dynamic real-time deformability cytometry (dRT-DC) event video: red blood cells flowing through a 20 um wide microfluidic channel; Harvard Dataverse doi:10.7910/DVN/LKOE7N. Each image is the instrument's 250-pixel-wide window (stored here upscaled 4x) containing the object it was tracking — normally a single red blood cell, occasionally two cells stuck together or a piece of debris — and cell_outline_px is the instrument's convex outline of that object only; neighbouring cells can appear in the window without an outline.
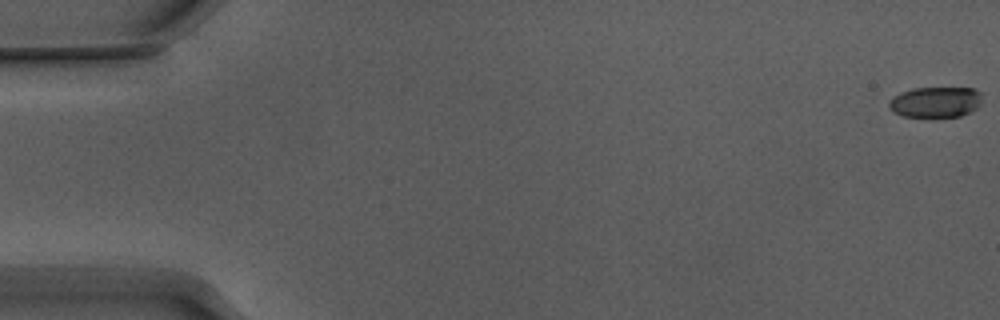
{"species": "Egyptian fruit bat (a non-hibernating species)", "species_latin": "Rousettus aegyptiacus", "temperature_condition": "warm", "stored_images_in_passage": 55, "camera_frame_rate_fps": 3000, "um_per_image_px": 0.085, "animal": {"sex": "male"}, "frame": {"image": 1, "passage_image": 1, "time_ms": 0.0, "image_size_px": [1000, 320], "cell_outline_px": [[980, 104], [976, 108], [960, 116], [932, 120], [904, 116], [892, 112], [888, 108], [888, 100], [892, 96], [900, 92], [912, 88], [976, 88], [980, 92]], "centroid_in_image_um": [79.45, 8.72], "position_along_channel_um": 5.6, "area_um2": 17.46}}
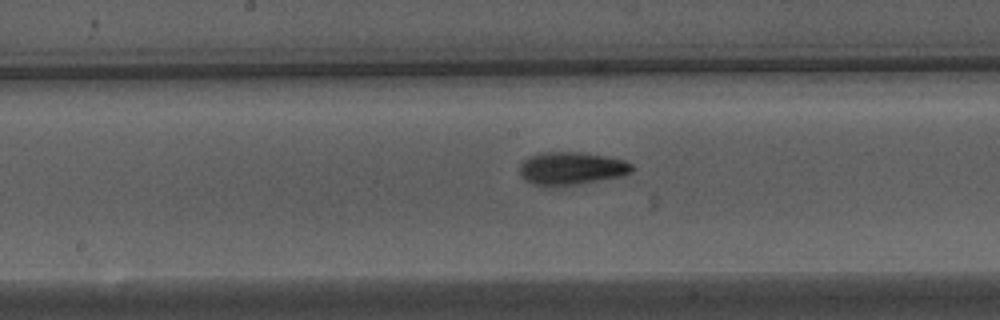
{"frame": {"image": 2, "passage_image": 29, "time_ms": 9.333, "image_size_px": [1000, 320], "cell_outline_px": [[636, 168], [632, 172], [624, 176], [556, 188], [552, 188], [532, 184], [524, 180], [520, 176], [520, 164], [528, 156], [540, 152], [580, 152], [608, 156], [624, 160], [632, 164]], "centroid_in_image_um": [48.57, 14.33], "position_along_channel_um": 199.6, "area_um2": 22.25}}
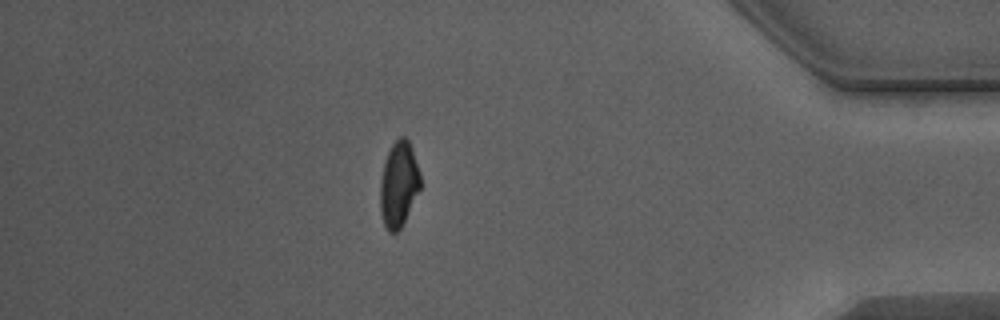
{"frame": {"image": 3, "passage_image": 48, "time_ms": 15.667, "image_size_px": [1000, 320], "cell_outline_px": [[420, 188], [400, 228], [396, 232], [388, 232], [384, 224], [380, 212], [380, 184], [384, 164], [388, 152], [392, 144], [400, 136], [404, 136], [408, 140], [412, 148], [420, 172]], "centroid_in_image_um": [33.88, 15.65], "position_along_channel_um": 401.3, "area_um2": 19.71}}